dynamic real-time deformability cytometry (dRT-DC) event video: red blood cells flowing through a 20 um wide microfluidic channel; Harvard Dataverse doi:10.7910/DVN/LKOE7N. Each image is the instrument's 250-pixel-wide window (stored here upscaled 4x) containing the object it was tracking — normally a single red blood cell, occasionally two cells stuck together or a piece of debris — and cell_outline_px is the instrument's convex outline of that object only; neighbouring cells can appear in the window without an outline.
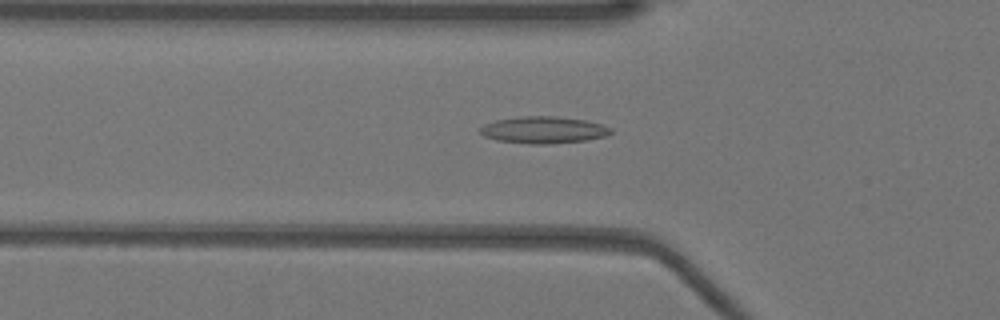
{"species": "Egyptian fruit bat (a non-hibernating species)", "species_latin": "Rousettus aegyptiacus", "temperature_condition": "warm", "stored_images_in_passage": 45, "camera_frame_rate_fps": 3000, "um_per_image_px": 0.085, "animal": {"sex": "female"}, "frame": {"image": 1, "passage_image": 17, "time_ms": 5.333, "image_size_px": [1000, 320], "cell_outline_px": [[612, 132], [604, 136], [584, 140], [548, 144], [528, 144], [496, 140], [484, 136], [480, 132], [480, 128], [484, 124], [496, 120], [520, 116], [556, 116], [584, 120], [600, 124], [612, 128]], "centroid_in_image_um": [46.16, 11.04], "position_along_channel_um": 79.6, "area_um2": 20.35}}
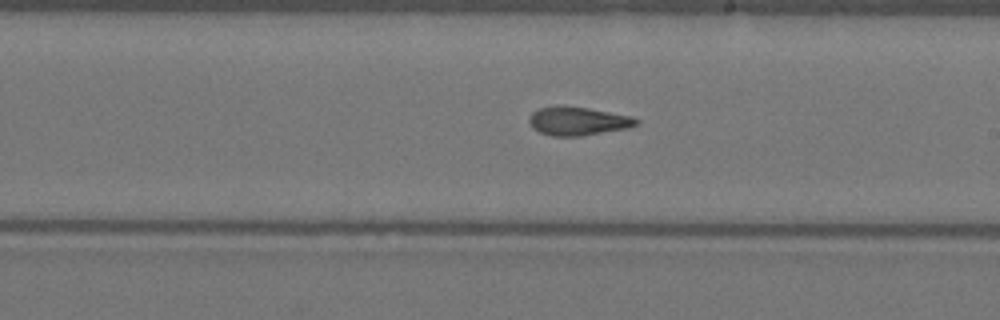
{"frame": {"image": 2, "passage_image": 29, "time_ms": 9.333, "image_size_px": [1000, 320], "cell_outline_px": [[640, 124], [628, 128], [580, 136], [552, 136], [540, 132], [532, 128], [528, 124], [528, 116], [532, 112], [540, 108], [588, 108], [632, 116], [640, 120]], "centroid_in_image_um": [49.15, 10.33], "position_along_channel_um": 239.9, "area_um2": 17.46}}
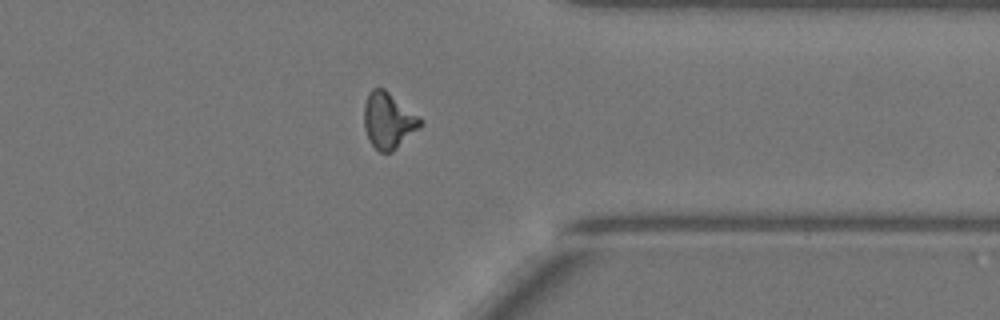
{"frame": {"image": 3, "passage_image": 40, "time_ms": 13.0, "image_size_px": [1000, 320], "cell_outline_px": [[424, 124], [420, 128], [392, 152], [380, 152], [372, 144], [364, 128], [364, 104], [368, 92], [372, 88], [384, 88], [420, 116], [424, 120]], "centroid_in_image_um": [33.04, 10.23], "position_along_channel_um": 378.4, "area_um2": 18.55}}